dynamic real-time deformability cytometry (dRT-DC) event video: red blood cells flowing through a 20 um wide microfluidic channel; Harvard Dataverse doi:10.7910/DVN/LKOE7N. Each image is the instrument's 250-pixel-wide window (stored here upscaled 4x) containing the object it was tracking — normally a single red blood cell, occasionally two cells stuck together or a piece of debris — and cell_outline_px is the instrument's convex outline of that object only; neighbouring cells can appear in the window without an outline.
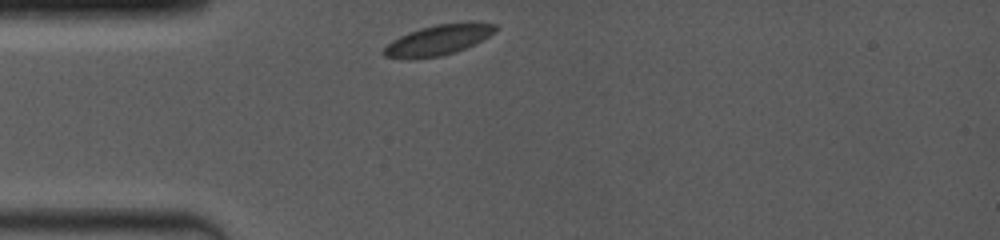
{"species": "common noctule bat (a hibernating species)", "species_latin": "Nyctalus noctula", "temperature_condition": "room temperature", "stored_images_in_passage": 1, "camera_frame_rate_fps": 4000, "um_per_image_px": 0.085, "animal": {"sex": "female", "body_mass_g": 19.0, "forearm_length_mm": 53.3}, "frame": {"image": 1, "passage_image": 1, "time_ms": 0.0, "image_size_px": [1000, 240], "cell_outline_px": [[500, 28], [496, 32], [456, 52], [440, 56], [412, 60], [408, 60], [384, 56], [380, 52], [392, 40], [408, 32], [420, 28], [436, 24], [496, 24]], "centroid_in_image_um": [37.15, 3.45], "position_along_channel_um": 47.9, "area_um2": 19.42}}